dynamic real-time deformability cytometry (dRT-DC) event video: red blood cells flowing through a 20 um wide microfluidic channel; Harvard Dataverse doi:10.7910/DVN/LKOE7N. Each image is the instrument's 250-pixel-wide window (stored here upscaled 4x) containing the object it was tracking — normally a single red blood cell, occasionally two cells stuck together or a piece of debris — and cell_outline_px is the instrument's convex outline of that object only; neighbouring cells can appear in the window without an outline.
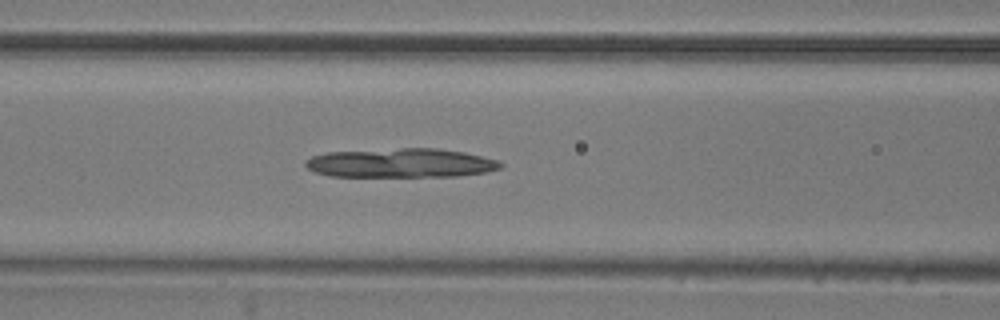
{"species": "common noctule bat (a hibernating species)", "species_latin": "Nyctalus noctula", "temperature_condition": "room temperature", "stored_images_in_passage": 46, "camera_frame_rate_fps": 3000, "um_per_image_px": 0.085, "animal": {"sex": "male", "body_mass_g": 20.5, "forearm_length_mm": 52.5}, "frame": {"image": 1, "passage_image": 21, "time_ms": 6.667, "image_size_px": [1000, 320], "cell_outline_px": [[504, 164], [500, 168], [484, 172], [456, 176], [328, 176], [316, 172], [308, 168], [304, 164], [304, 160], [312, 156], [328, 152], [400, 148], [436, 148], [464, 152], [496, 160]], "centroid_in_image_um": [34.03, 13.85], "position_along_channel_um": 132.6, "area_um2": 32.89}}
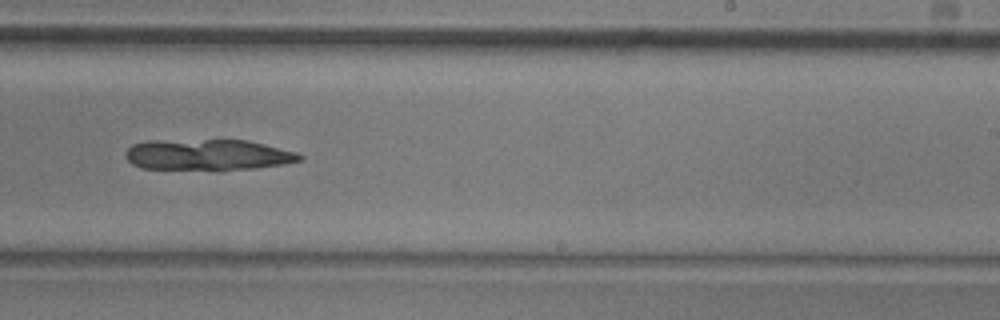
{"frame": {"image": 2, "passage_image": 32, "time_ms": 10.333, "image_size_px": [1000, 320], "cell_outline_px": [[304, 160], [284, 164], [256, 168], [220, 172], [144, 168], [132, 164], [124, 156], [124, 152], [132, 144], [148, 140], [248, 140], [296, 152], [304, 156]], "centroid_in_image_um": [17.66, 13.19], "position_along_channel_um": 271.3, "area_um2": 32.54}}
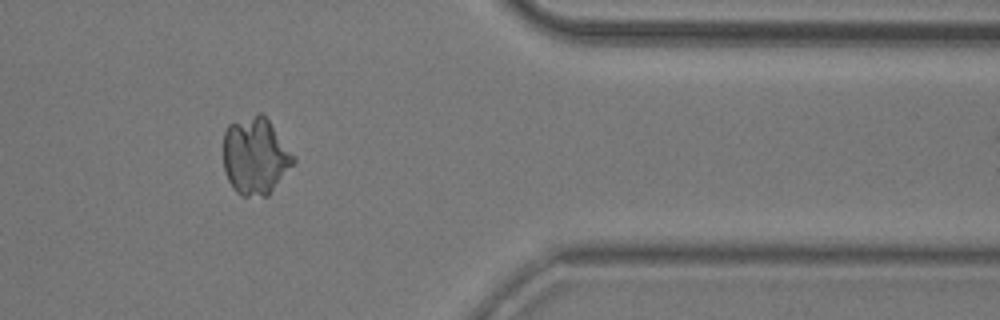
{"frame": {"image": 3, "passage_image": 43, "time_ms": 14.0, "image_size_px": [1000, 320], "cell_outline_px": [[296, 160], [268, 196], [240, 196], [232, 188], [224, 172], [224, 132], [228, 124], [260, 112], [268, 120], [296, 156]], "centroid_in_image_um": [21.7, 13.28], "position_along_channel_um": 389.7, "area_um2": 31.56}}